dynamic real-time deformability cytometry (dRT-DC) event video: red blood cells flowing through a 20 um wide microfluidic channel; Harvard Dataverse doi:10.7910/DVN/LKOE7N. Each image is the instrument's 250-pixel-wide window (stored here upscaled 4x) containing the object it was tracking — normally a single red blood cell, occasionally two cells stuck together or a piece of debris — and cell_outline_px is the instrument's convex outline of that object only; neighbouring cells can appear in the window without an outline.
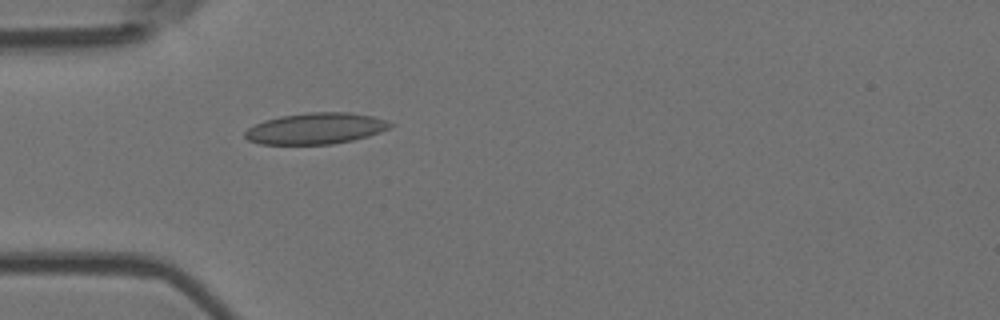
{"species": "Egyptian fruit bat (a non-hibernating species)", "species_latin": "Rousettus aegyptiacus", "temperature_condition": "room temperature", "stored_images_in_passage": 4, "camera_frame_rate_fps": 3000, "um_per_image_px": 0.085, "animal": {"sex": "female"}, "frame": {"image": 1, "passage_image": 4, "time_ms": 1.0, "image_size_px": [1000, 320], "cell_outline_px": [[396, 124], [380, 132], [368, 136], [352, 140], [332, 144], [260, 144], [248, 140], [244, 136], [244, 132], [248, 128], [264, 120], [280, 116], [308, 112], [348, 112], [372, 116], [388, 120]], "centroid_in_image_um": [26.85, 10.91], "position_along_channel_um": 58.2, "area_um2": 26.47}}